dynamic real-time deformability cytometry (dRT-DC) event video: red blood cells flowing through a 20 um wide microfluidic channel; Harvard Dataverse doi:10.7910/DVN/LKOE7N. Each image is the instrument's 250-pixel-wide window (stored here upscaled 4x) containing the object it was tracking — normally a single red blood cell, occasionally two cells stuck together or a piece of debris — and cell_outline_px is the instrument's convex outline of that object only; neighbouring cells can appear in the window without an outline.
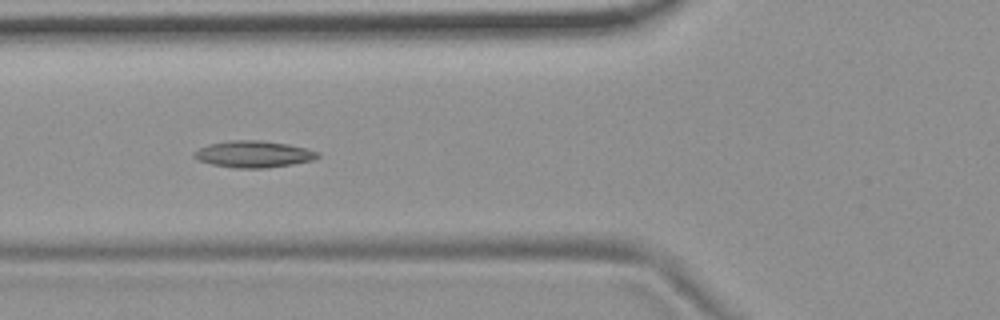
{"species": "common noctule bat (a hibernating species)", "species_latin": "Nyctalus noctula", "temperature_condition": "room temperature", "stored_images_in_passage": 14, "camera_frame_rate_fps": 3000, "um_per_image_px": 0.085, "animal": {"sex": "female", "body_mass_g": 19.9}, "frame": {"image": 1, "passage_image": 5, "time_ms": 5.333, "image_size_px": [1000, 320], "cell_outline_px": [[320, 156], [312, 160], [292, 164], [268, 168], [236, 168], [212, 164], [196, 160], [192, 156], [192, 152], [208, 144], [228, 140], [260, 140], [288, 144], [308, 148], [320, 152]], "centroid_in_image_um": [21.54, 13.1], "position_along_channel_um": 104.3, "area_um2": 19.42}, "authors_computed_cell_mechanics": {"area_um2": 18.0625, "velocity_mm_per_s": 3.6782, "shape_relaxation_time_tau1_ms": null, "shape_relaxation_time_tau2_ms": 3.9018, "deformation_change_tau1": null, "deformation_change_tau2": 0.1071}}